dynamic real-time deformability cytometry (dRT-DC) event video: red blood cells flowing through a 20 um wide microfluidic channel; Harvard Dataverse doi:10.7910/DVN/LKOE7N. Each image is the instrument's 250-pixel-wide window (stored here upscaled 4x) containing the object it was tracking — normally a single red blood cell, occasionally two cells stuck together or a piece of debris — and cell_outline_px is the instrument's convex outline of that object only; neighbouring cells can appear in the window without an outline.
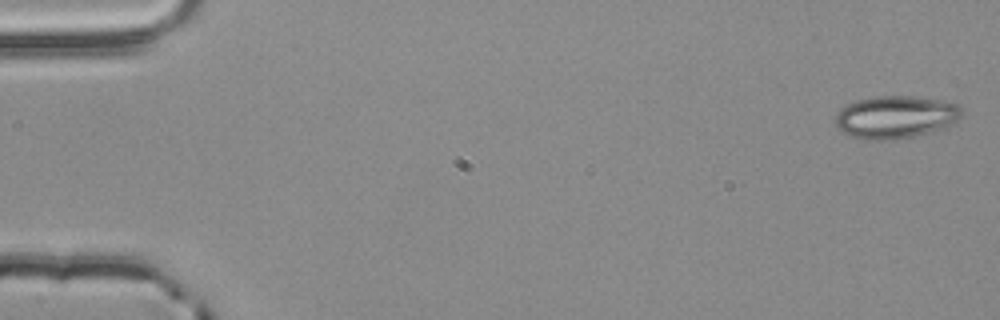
{"species": "common noctule bat (a hibernating species)", "species_latin": "Nyctalus noctula", "temperature_condition": "room temperature", "stored_images_in_passage": 4, "camera_frame_rate_fps": 3000, "um_per_image_px": 0.085, "animal": {"sex": "male", "body_mass_g": 20.4}, "frame": {"image": 1, "passage_image": 1, "time_ms": 0.0, "image_size_px": [1000, 320], "cell_outline_px": [[960, 116], [952, 124], [944, 128], [916, 136], [884, 140], [864, 140], [852, 136], [844, 132], [836, 124], [836, 116], [840, 108], [856, 100], [876, 96], [912, 96], [944, 100], [956, 104], [960, 108]], "centroid_in_image_um": [76.12, 9.94], "position_along_channel_um": 8.9, "area_um2": 31.21}}